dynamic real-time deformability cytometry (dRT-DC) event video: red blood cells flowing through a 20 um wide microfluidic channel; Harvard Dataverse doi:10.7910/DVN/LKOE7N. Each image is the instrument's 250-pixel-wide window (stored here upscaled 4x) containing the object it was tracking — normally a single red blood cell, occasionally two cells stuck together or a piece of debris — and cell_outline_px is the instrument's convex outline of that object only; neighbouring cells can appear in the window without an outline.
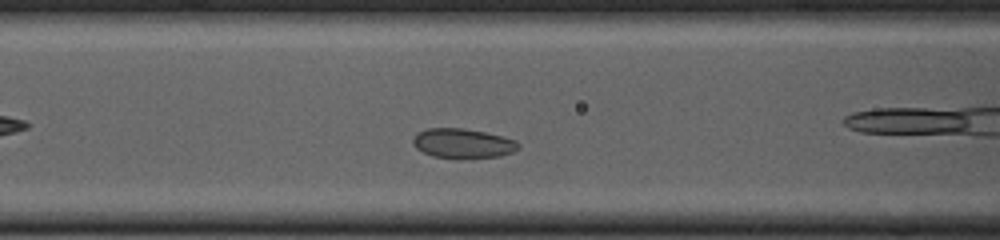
{"species": "common noctule bat (a hibernating species)", "species_latin": "Nyctalus noctula", "temperature_condition": "cold", "stored_images_in_passage": 34, "camera_frame_rate_fps": 3000, "um_per_image_px": 0.085, "animal": {"sex": "female", "body_mass_g": 23.0, "forearm_length_mm": 53.4}, "frame": {"image": 1, "passage_image": 10, "time_ms": 3.0, "image_size_px": [1000, 240], "cell_outline_px": [[520, 148], [512, 152], [500, 156], [456, 160], [432, 156], [416, 148], [412, 144], [412, 140], [416, 132], [428, 128], [464, 128], [504, 136], [516, 140], [520, 144]], "centroid_in_image_um": [39.34, 12.2], "position_along_channel_um": 127.3, "area_um2": 18.73}}
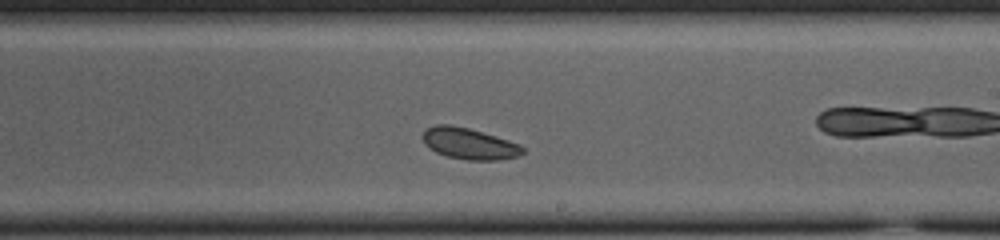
{"frame": {"image": 2, "passage_image": 20, "time_ms": 6.333, "image_size_px": [1000, 240], "cell_outline_px": [[524, 152], [520, 156], [496, 160], [468, 160], [448, 156], [436, 152], [424, 144], [424, 132], [428, 128], [436, 124], [448, 124], [468, 128], [508, 140], [520, 144], [524, 148]], "centroid_in_image_um": [39.91, 12.21], "position_along_channel_um": 249.1, "area_um2": 17.98}}